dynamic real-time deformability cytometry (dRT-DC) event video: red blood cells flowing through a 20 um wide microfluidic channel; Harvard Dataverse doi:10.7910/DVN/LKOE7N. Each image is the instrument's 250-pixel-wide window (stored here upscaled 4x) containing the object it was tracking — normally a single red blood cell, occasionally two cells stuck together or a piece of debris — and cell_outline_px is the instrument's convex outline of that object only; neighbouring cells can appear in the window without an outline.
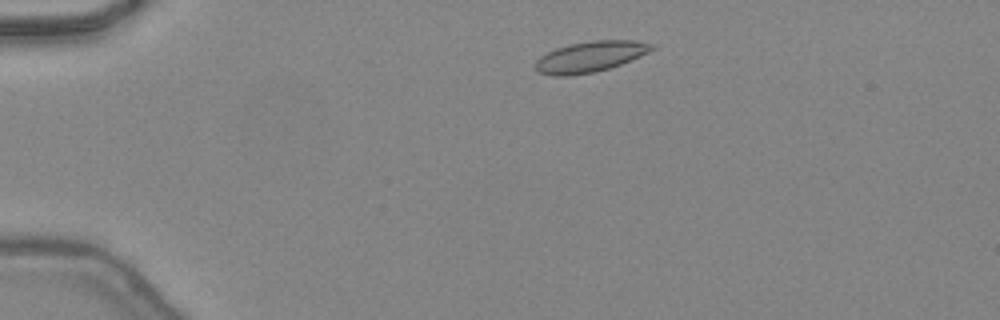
{"species": "common noctule bat (a hibernating species)", "species_latin": "Nyctalus noctula", "temperature_condition": "warm", "stored_images_in_passage": 42, "camera_frame_rate_fps": 3000, "um_per_image_px": 0.085, "animal": {"sex": "female", "body_mass_g": 24.6, "forearm_length_mm": 56.2}, "frame": {"image": 1, "passage_image": 5, "time_ms": 1.333, "image_size_px": [1000, 320], "cell_outline_px": [[656, 48], [640, 56], [620, 64], [596, 72], [568, 76], [556, 76], [536, 72], [532, 68], [532, 64], [540, 56], [556, 48], [572, 44], [592, 40], [636, 40], [656, 44]], "centroid_in_image_um": [50.14, 4.82], "position_along_channel_um": 34.9, "area_um2": 21.1}}
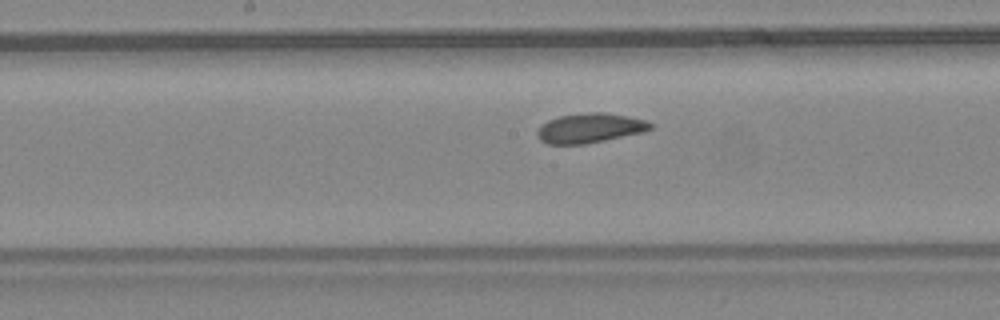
{"frame": {"image": 2, "passage_image": 20, "time_ms": 6.333, "image_size_px": [1000, 320], "cell_outline_px": [[652, 128], [644, 132], [584, 144], [548, 144], [540, 140], [536, 132], [548, 120], [560, 116], [588, 112], [600, 112], [628, 116], [644, 120], [652, 124]], "centroid_in_image_um": [50.14, 10.89], "position_along_channel_um": 198.1, "area_um2": 19.25}}
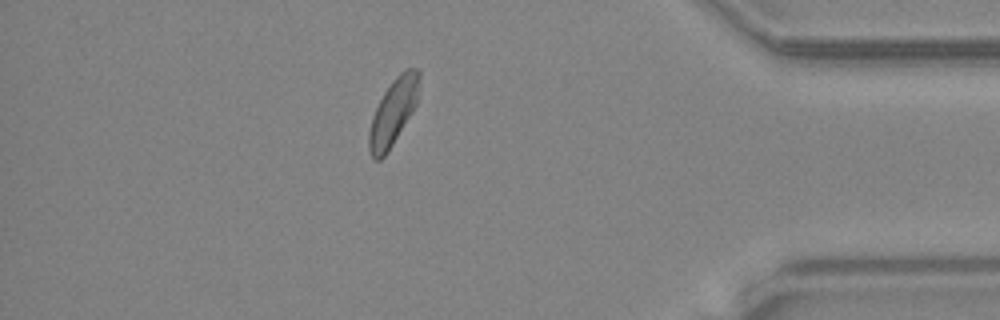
{"frame": {"image": 3, "passage_image": 36, "time_ms": 11.667, "image_size_px": [1000, 320], "cell_outline_px": [[420, 76], [416, 104], [412, 112], [388, 152], [380, 160], [372, 160], [368, 148], [368, 132], [372, 116], [384, 92], [392, 80], [404, 68], [416, 68], [420, 72]], "centroid_in_image_um": [33.4, 9.53], "position_along_channel_um": 401.8, "area_um2": 19.42}, "authors_computed_cell_mechanics": {"area_um2": 19.652, "velocity_mm_per_s": 4.4382, "shape_relaxation_time_tau1_ms": null, "shape_relaxation_time_tau2_ms": 1.6792, "deformation_change_tau1": null, "deformation_change_tau2": 0.0783}}